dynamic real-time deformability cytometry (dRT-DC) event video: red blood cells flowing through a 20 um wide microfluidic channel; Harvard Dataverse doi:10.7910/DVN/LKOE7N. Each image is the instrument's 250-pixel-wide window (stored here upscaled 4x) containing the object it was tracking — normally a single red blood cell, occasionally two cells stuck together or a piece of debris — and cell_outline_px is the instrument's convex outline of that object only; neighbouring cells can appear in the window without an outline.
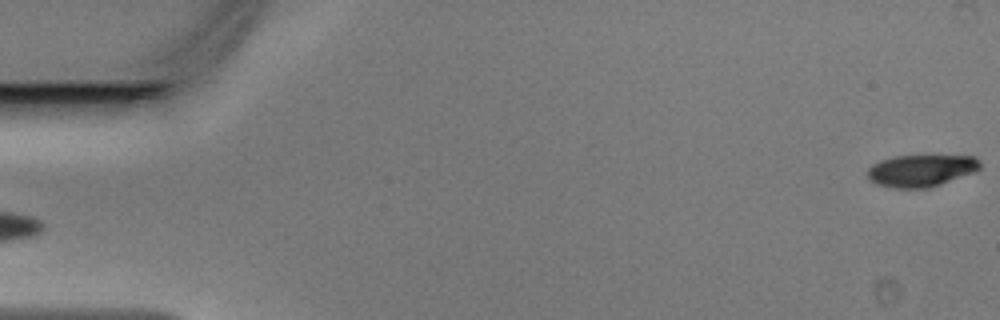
{"species": "Egyptian fruit bat (a non-hibernating species)", "species_latin": "Rousettus aegyptiacus", "temperature_condition": "warm", "stored_images_in_passage": 48, "camera_frame_rate_fps": 3000, "um_per_image_px": 0.085, "animal": {"sex": "male"}, "frame": {"image": 1, "passage_image": 1, "time_ms": 0.0, "image_size_px": [1000, 320], "cell_outline_px": [[980, 168], [972, 172], [940, 184], [928, 188], [896, 188], [876, 184], [868, 176], [868, 168], [872, 164], [880, 160], [896, 156], [976, 156], [980, 160]], "centroid_in_image_um": [78.28, 14.49], "position_along_channel_um": 6.7, "area_um2": 20.69}}
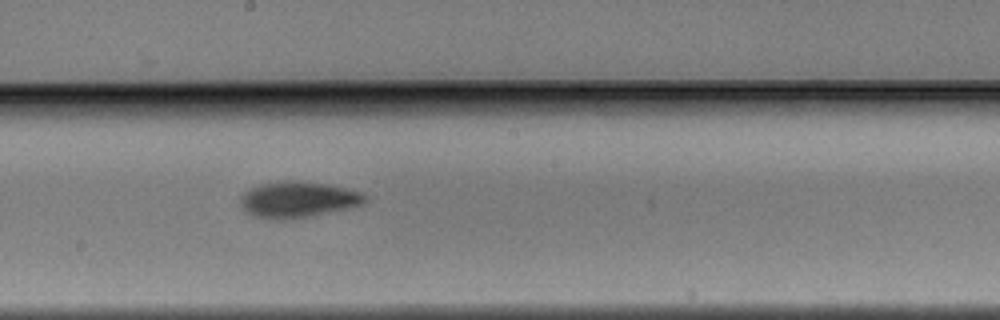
{"frame": {"image": 2, "passage_image": 27, "time_ms": 8.667, "image_size_px": [1000, 320], "cell_outline_px": [[368, 200], [364, 204], [352, 208], [296, 220], [268, 220], [252, 216], [240, 204], [240, 196], [244, 192], [260, 184], [324, 184], [364, 192], [368, 196]], "centroid_in_image_um": [25.39, 17.06], "position_along_channel_um": 222.8, "area_um2": 25.84}}
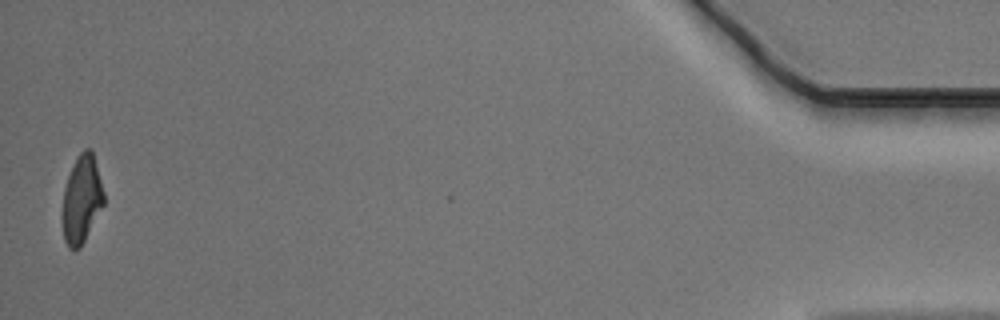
{"frame": {"image": 3, "passage_image": 48, "time_ms": 15.667, "image_size_px": [1000, 320], "cell_outline_px": [[104, 204], [80, 248], [68, 248], [64, 240], [60, 216], [64, 188], [68, 176], [80, 152], [84, 148], [92, 148], [104, 192]], "centroid_in_image_um": [6.92, 16.95], "position_along_channel_um": 428.3, "area_um2": 21.39}}